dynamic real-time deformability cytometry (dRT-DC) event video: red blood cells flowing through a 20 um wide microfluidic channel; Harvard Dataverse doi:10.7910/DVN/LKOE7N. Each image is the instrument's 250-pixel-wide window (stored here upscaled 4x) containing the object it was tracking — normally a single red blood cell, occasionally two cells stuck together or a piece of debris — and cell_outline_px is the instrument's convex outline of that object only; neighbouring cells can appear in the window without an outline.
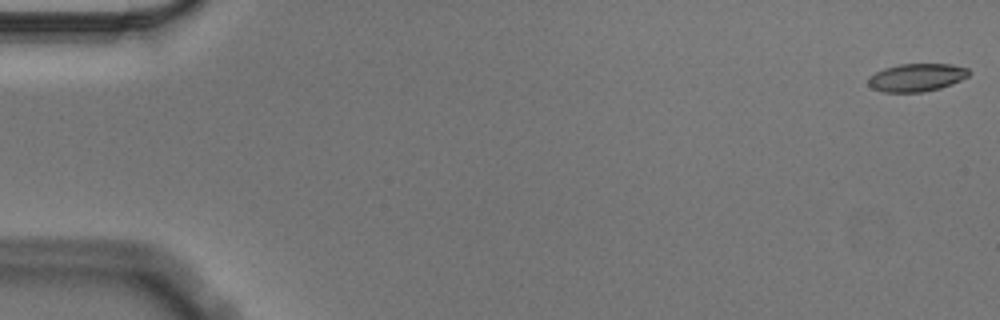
{"species": "Egyptian fruit bat (a non-hibernating species)", "species_latin": "Rousettus aegyptiacus", "temperature_condition": "cold", "stored_images_in_passage": 57, "camera_frame_rate_fps": 3000, "um_per_image_px": 0.085, "animal": {"sex": "male"}, "frame": {"image": 1, "passage_image": 1, "time_ms": 0.0, "image_size_px": [1000, 320], "cell_outline_px": [[968, 76], [960, 80], [940, 88], [924, 92], [884, 92], [872, 88], [868, 84], [868, 80], [876, 72], [884, 68], [900, 64], [952, 64], [968, 68]], "centroid_in_image_um": [77.91, 6.58], "position_along_channel_um": 7.1, "area_um2": 16.18}}
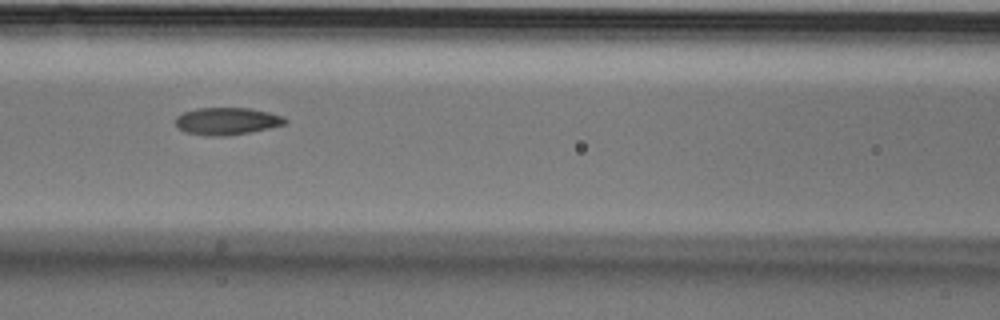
{"frame": {"image": 2, "passage_image": 25, "time_ms": 8.0, "image_size_px": [1000, 320], "cell_outline_px": [[288, 120], [284, 124], [268, 128], [248, 132], [224, 136], [212, 136], [184, 132], [176, 124], [176, 116], [184, 112], [196, 108], [248, 108], [268, 112], [284, 116]], "centroid_in_image_um": [19.28, 10.29], "position_along_channel_um": 147.3, "area_um2": 17.22}}
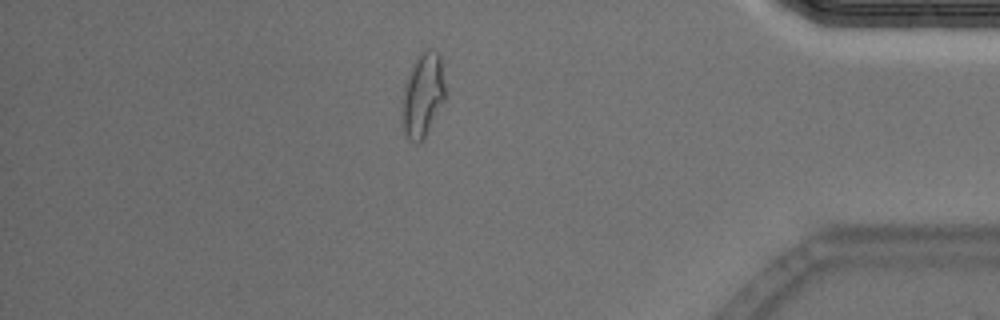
{"frame": {"image": 3, "passage_image": 49, "time_ms": 16.0, "image_size_px": [1000, 320], "cell_outline_px": [[444, 100], [424, 136], [416, 144], [408, 140], [404, 132], [404, 88], [412, 64], [416, 56], [428, 48], [432, 48], [440, 52], [444, 84]], "centroid_in_image_um": [35.96, 7.99], "position_along_channel_um": 399.2, "area_um2": 20.4}, "authors_computed_cell_mechanics": {"area_um2": 17.629, "velocity_mm_per_s": 3.5713, "shape_relaxation_time_tau1_ms": 8.5651, "shape_relaxation_time_tau2_ms": 2.0364, "deformation_change_tau1": 0.2196, "deformation_change_tau2": 0.0627}}